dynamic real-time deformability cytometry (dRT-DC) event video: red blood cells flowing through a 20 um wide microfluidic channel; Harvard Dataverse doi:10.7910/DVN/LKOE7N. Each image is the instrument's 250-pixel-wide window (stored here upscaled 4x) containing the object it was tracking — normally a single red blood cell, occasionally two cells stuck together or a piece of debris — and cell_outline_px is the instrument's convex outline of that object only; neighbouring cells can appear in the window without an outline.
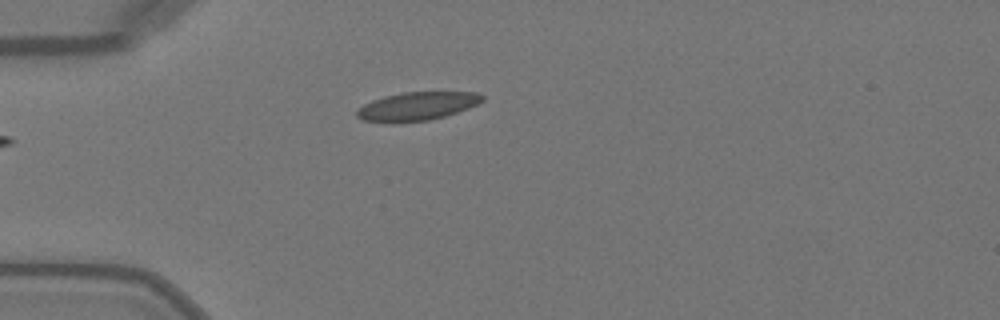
{"species": "Egyptian fruit bat (a non-hibernating species)", "species_latin": "Rousettus aegyptiacus", "temperature_condition": "warm", "stored_images_in_passage": 34, "camera_frame_rate_fps": 3000, "um_per_image_px": 0.085, "animal": {"sex": "female"}, "frame": {"image": 1, "passage_image": 1, "time_ms": 0.0, "image_size_px": [1000, 320], "cell_outline_px": [[484, 100], [468, 108], [444, 116], [428, 120], [364, 120], [356, 116], [356, 112], [364, 104], [372, 100], [384, 96], [404, 92], [476, 92], [484, 96]], "centroid_in_image_um": [35.51, 8.98], "position_along_channel_um": 49.5, "area_um2": 19.88}}
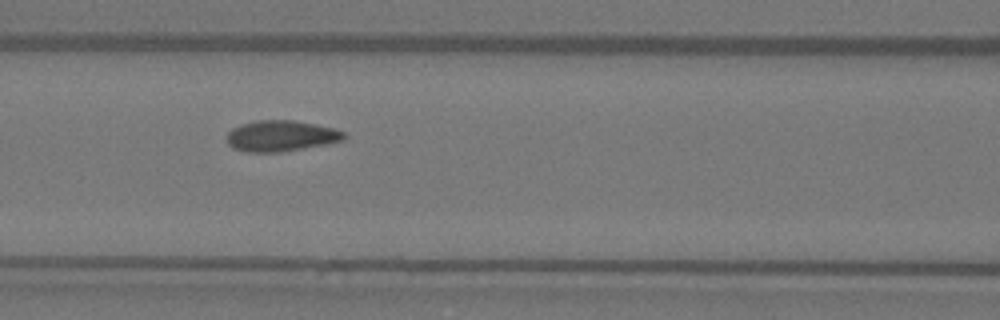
{"frame": {"image": 2, "passage_image": 9, "time_ms": 2.667, "image_size_px": [1000, 320], "cell_outline_px": [[348, 136], [344, 140], [304, 148], [280, 152], [244, 152], [232, 148], [228, 144], [228, 132], [232, 128], [240, 124], [256, 120], [292, 120], [316, 124], [332, 128], [344, 132]], "centroid_in_image_um": [23.87, 11.55], "position_along_channel_um": 142.7, "area_um2": 21.15}}
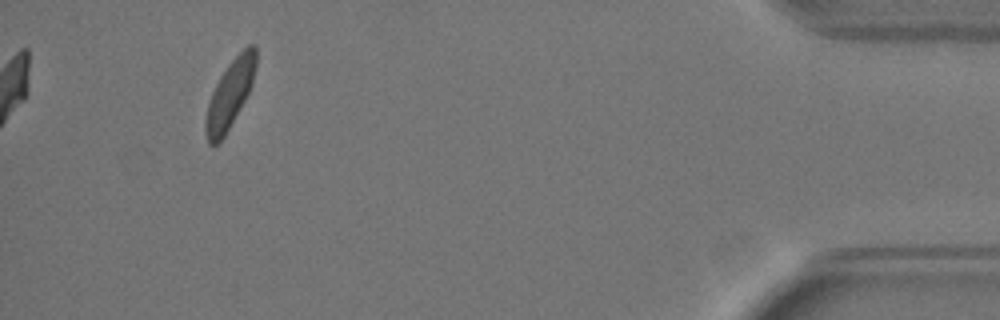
{"frame": {"image": 3, "passage_image": 34, "time_ms": 11.0, "image_size_px": [1000, 320], "cell_outline_px": [[256, 64], [252, 84], [244, 100], [224, 136], [216, 144], [208, 144], [204, 132], [204, 120], [208, 104], [212, 92], [220, 76], [228, 64], [248, 44], [256, 44]], "centroid_in_image_um": [19.52, 8.0], "position_along_channel_um": 415.7, "area_um2": 19.59}, "authors_computed_cell_mechanics": {"area_um2": 20.6346, "velocity_mm_per_s": 4.05, "shape_relaxation_time_tau1_ms": 3.7341, "shape_relaxation_time_tau2_ms": null, "deformation_change_tau1": 0.1179, "deformation_change_tau2": null}}